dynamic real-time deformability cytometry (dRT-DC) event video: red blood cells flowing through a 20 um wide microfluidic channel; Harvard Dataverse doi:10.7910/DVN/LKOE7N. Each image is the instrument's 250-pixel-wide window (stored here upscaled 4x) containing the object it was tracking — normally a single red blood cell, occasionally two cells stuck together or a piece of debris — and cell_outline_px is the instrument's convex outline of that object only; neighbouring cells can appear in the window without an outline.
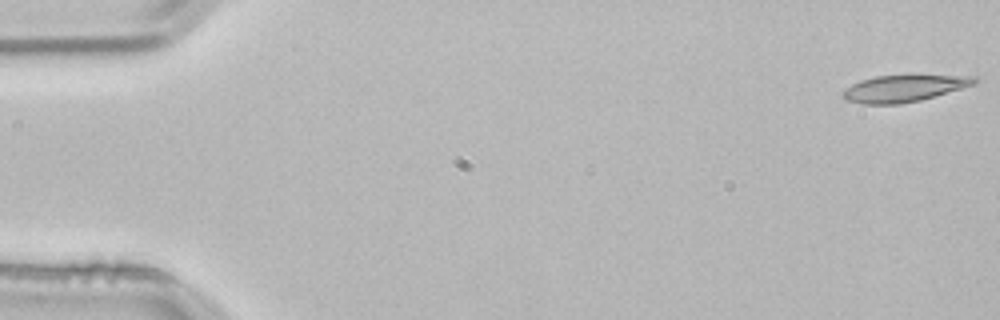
{"species": "common noctule bat (a hibernating species)", "species_latin": "Nyctalus noctula", "temperature_condition": "room temperature", "stored_images_in_passage": 6, "camera_frame_rate_fps": 3000, "um_per_image_px": 0.085, "animal": {"sex": "male", "body_mass_g": 21.5, "forearm_length_mm": 52.0}, "frame": {"image": 1, "passage_image": 1, "time_ms": 0.0, "image_size_px": [1000, 320], "cell_outline_px": [[980, 80], [976, 84], [920, 100], [900, 104], [864, 104], [844, 100], [844, 92], [852, 84], [860, 80], [876, 76], [976, 76]], "centroid_in_image_um": [76.85, 7.52], "position_along_channel_um": 8.1, "area_um2": 20.11}}